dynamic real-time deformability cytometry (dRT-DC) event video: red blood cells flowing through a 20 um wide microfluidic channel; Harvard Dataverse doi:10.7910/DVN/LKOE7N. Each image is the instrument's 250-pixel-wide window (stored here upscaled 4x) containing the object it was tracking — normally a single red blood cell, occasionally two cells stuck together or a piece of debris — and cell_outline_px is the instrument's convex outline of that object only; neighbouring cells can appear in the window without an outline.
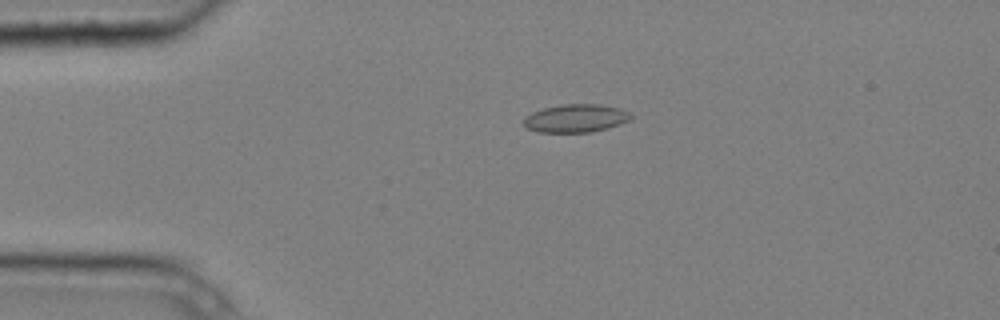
{"species": "common noctule bat (a hibernating species)", "species_latin": "Nyctalus noctula", "temperature_condition": "cold", "stored_images_in_passage": 4, "camera_frame_rate_fps": 3000, "um_per_image_px": 0.085, "animal": {"sex": "male", "body_mass_g": 20.4}, "frame": {"image": 1, "passage_image": 3, "time_ms": 0.667, "image_size_px": [1000, 320], "cell_outline_px": [[632, 116], [628, 120], [620, 124], [608, 128], [592, 132], [536, 132], [528, 128], [524, 124], [524, 116], [532, 112], [544, 108], [560, 104], [600, 104], [620, 108], [628, 112]], "centroid_in_image_um": [48.92, 10.05], "position_along_channel_um": 36.1, "area_um2": 17.57}}